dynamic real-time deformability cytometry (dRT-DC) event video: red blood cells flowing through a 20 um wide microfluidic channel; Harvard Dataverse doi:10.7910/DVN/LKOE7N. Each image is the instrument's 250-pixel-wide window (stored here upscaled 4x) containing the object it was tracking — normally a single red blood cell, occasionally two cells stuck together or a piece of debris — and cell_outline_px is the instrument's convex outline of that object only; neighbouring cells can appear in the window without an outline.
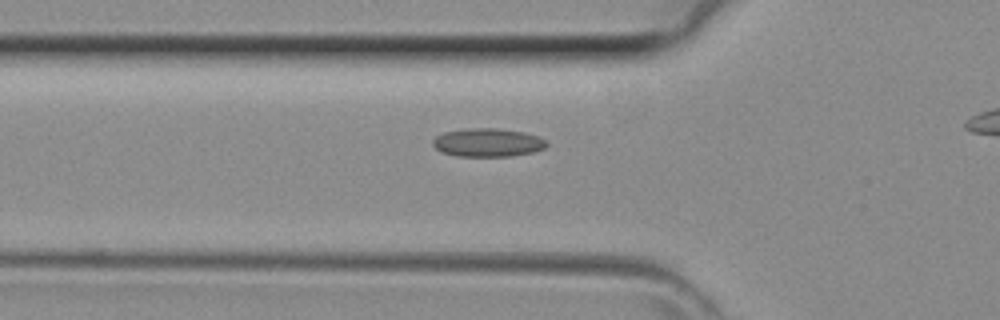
{"species": "common noctule bat (a hibernating species)", "species_latin": "Nyctalus noctula", "temperature_condition": "room temperature", "stored_images_in_passage": 33, "camera_frame_rate_fps": 3000, "um_per_image_px": 0.085, "animal": {"sex": "female", "body_mass_g": 29.2, "forearm_length_mm": 56.3}, "frame": {"image": 1, "passage_image": 13, "time_ms": 4.0, "image_size_px": [1000, 320], "cell_outline_px": [[548, 144], [544, 148], [532, 152], [512, 156], [456, 156], [440, 152], [432, 144], [432, 140], [436, 136], [444, 132], [468, 128], [496, 128], [524, 132], [536, 136], [544, 140]], "centroid_in_image_um": [41.41, 12.12], "position_along_channel_um": 84.4, "area_um2": 18.79}}
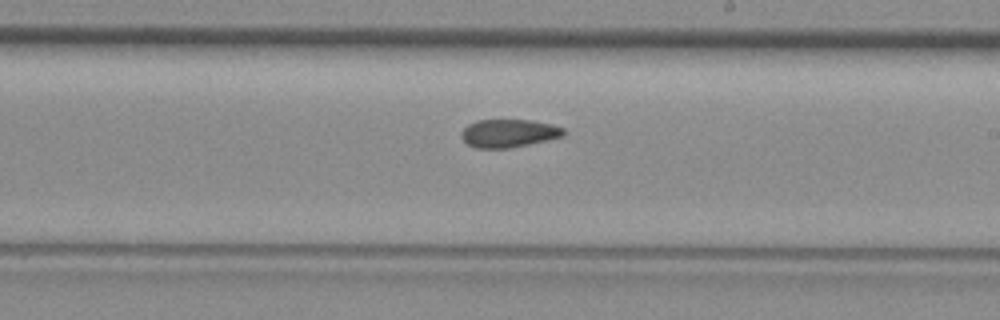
{"frame": {"image": 2, "passage_image": 23, "time_ms": 7.333, "image_size_px": [1000, 320], "cell_outline_px": [[564, 136], [528, 144], [508, 148], [476, 148], [468, 144], [460, 136], [460, 132], [468, 124], [476, 120], [528, 120], [552, 124], [564, 128]], "centroid_in_image_um": [43.21, 11.32], "position_along_channel_um": 245.8, "area_um2": 16.65}}
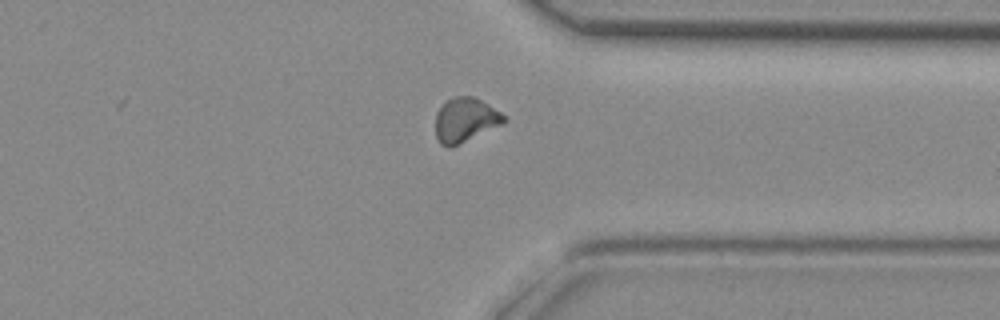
{"frame": {"image": 3, "passage_image": 31, "time_ms": 10.0, "image_size_px": [1000, 320], "cell_outline_px": [[508, 116], [504, 124], [452, 148], [448, 148], [440, 144], [436, 136], [436, 112], [448, 100], [456, 96], [472, 96], [488, 104]], "centroid_in_image_um": [39.58, 10.23], "position_along_channel_um": 371.8, "area_um2": 17.92}}